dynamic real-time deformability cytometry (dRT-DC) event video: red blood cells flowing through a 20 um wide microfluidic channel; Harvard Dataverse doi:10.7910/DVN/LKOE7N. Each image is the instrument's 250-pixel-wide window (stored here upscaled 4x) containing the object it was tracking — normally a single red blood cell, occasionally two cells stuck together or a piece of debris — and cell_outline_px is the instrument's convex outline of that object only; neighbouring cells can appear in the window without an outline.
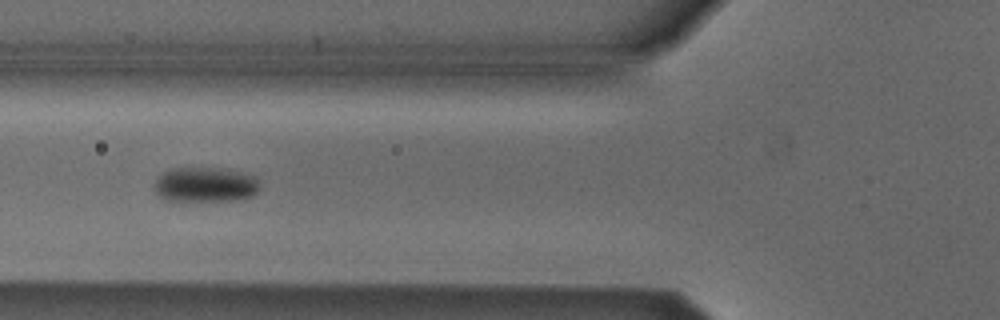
{"species": "Egyptian fruit bat (a non-hibernating species)", "species_latin": "Rousettus aegyptiacus", "temperature_condition": "cold", "stored_images_in_passage": 43, "camera_frame_rate_fps": 3000, "um_per_image_px": 0.085, "animal": {"sex": "male"}, "frame": {"image": 1, "passage_image": 10, "time_ms": 3.0, "image_size_px": [1000, 320], "cell_outline_px": [[260, 188], [252, 196], [244, 200], [164, 200], [156, 192], [152, 184], [164, 172], [172, 168], [212, 168], [240, 172], [256, 176], [260, 184]], "centroid_in_image_um": [17.47, 15.7], "position_along_channel_um": 108.3, "area_um2": 21.39}}
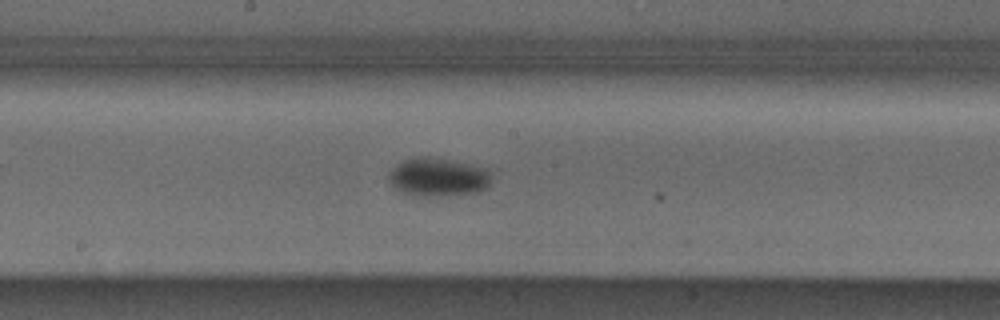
{"frame": {"image": 2, "passage_image": 18, "time_ms": 5.667, "image_size_px": [1000, 320], "cell_outline_px": [[492, 180], [488, 188], [476, 192], [440, 196], [424, 196], [404, 192], [396, 188], [388, 180], [388, 176], [392, 168], [396, 164], [412, 156], [428, 156], [452, 160], [488, 168], [492, 172]], "centroid_in_image_um": [37.28, 15.03], "position_along_channel_um": 210.9, "area_um2": 23.29}}
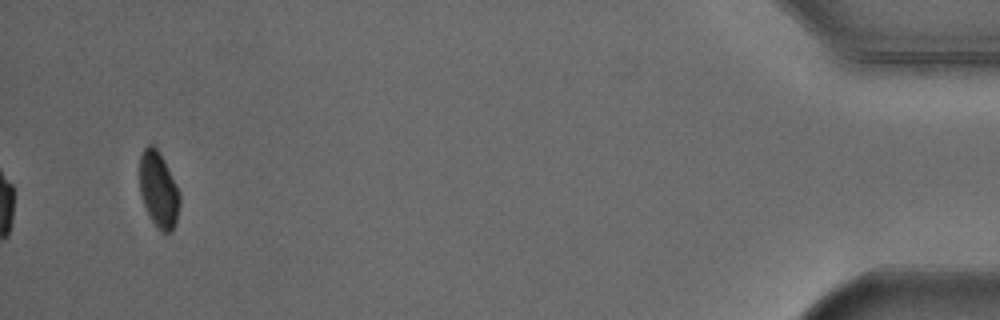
{"frame": {"image": 3, "passage_image": 41, "time_ms": 13.333, "image_size_px": [1000, 320], "cell_outline_px": [[180, 204], [176, 224], [172, 232], [160, 232], [152, 220], [144, 204], [140, 192], [140, 156], [144, 148], [148, 144], [152, 144], [160, 152], [180, 192]], "centroid_in_image_um": [13.5, 16.13], "position_along_channel_um": 421.7, "area_um2": 17.74}, "authors_computed_cell_mechanics": {"area_um2": 20.9236, "velocity_mm_per_s": 3.8456, "shape_relaxation_time_tau1_ms": 10.5857, "shape_relaxation_time_tau2_ms": null, "deformation_change_tau1": 0.1714, "deformation_change_tau2": null}}